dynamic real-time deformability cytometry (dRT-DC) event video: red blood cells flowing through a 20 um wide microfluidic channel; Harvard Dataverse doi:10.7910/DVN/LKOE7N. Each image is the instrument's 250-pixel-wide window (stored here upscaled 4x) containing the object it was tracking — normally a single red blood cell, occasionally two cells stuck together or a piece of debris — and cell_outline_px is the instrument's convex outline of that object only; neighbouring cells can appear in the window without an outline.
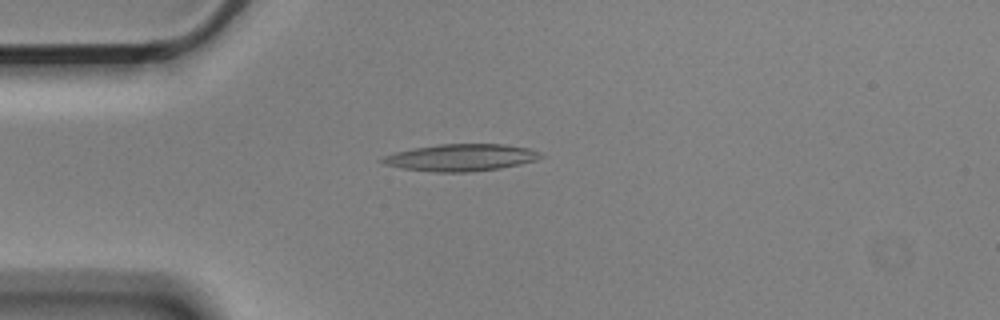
{"species": "Egyptian fruit bat (a non-hibernating species)", "species_latin": "Rousettus aegyptiacus", "temperature_condition": "cold", "stored_images_in_passage": 4, "camera_frame_rate_fps": 3000, "um_per_image_px": 0.085, "animal": {"sex": "male"}, "frame": {"image": 1, "passage_image": 3, "time_ms": 0.667, "image_size_px": [1000, 320], "cell_outline_px": [[544, 156], [536, 160], [520, 164], [500, 168], [472, 172], [432, 172], [400, 168], [384, 164], [380, 160], [384, 156], [396, 152], [416, 148], [440, 144], [504, 144], [528, 148], [540, 152]], "centroid_in_image_um": [39.2, 13.4], "position_along_channel_um": 45.8, "area_um2": 24.85}}